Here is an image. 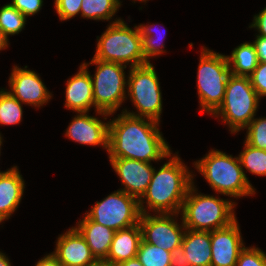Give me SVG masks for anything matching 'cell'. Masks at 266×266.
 Returning <instances> with one entry per match:
<instances>
[{
	"label": "cell",
	"mask_w": 266,
	"mask_h": 266,
	"mask_svg": "<svg viewBox=\"0 0 266 266\" xmlns=\"http://www.w3.org/2000/svg\"><path fill=\"white\" fill-rule=\"evenodd\" d=\"M159 122L123 112L109 121V158H127L151 163L169 158L172 152Z\"/></svg>",
	"instance_id": "obj_1"
},
{
	"label": "cell",
	"mask_w": 266,
	"mask_h": 266,
	"mask_svg": "<svg viewBox=\"0 0 266 266\" xmlns=\"http://www.w3.org/2000/svg\"><path fill=\"white\" fill-rule=\"evenodd\" d=\"M171 154L169 160L159 170L154 168L147 190L139 199V209L142 214L148 213L146 208L155 214H179L181 211L187 192L194 183V176L178 155Z\"/></svg>",
	"instance_id": "obj_2"
},
{
	"label": "cell",
	"mask_w": 266,
	"mask_h": 266,
	"mask_svg": "<svg viewBox=\"0 0 266 266\" xmlns=\"http://www.w3.org/2000/svg\"><path fill=\"white\" fill-rule=\"evenodd\" d=\"M193 164L218 194L233 198L255 194V188L249 182L239 157L211 149L205 157Z\"/></svg>",
	"instance_id": "obj_3"
},
{
	"label": "cell",
	"mask_w": 266,
	"mask_h": 266,
	"mask_svg": "<svg viewBox=\"0 0 266 266\" xmlns=\"http://www.w3.org/2000/svg\"><path fill=\"white\" fill-rule=\"evenodd\" d=\"M195 187L194 183L190 186L180 211V219L186 229L211 232L237 220L235 202L219 196L198 194Z\"/></svg>",
	"instance_id": "obj_4"
},
{
	"label": "cell",
	"mask_w": 266,
	"mask_h": 266,
	"mask_svg": "<svg viewBox=\"0 0 266 266\" xmlns=\"http://www.w3.org/2000/svg\"><path fill=\"white\" fill-rule=\"evenodd\" d=\"M118 18L108 25L106 31L97 37L94 59L115 62L130 68L148 64L144 58L142 37L138 26L128 27Z\"/></svg>",
	"instance_id": "obj_5"
},
{
	"label": "cell",
	"mask_w": 266,
	"mask_h": 266,
	"mask_svg": "<svg viewBox=\"0 0 266 266\" xmlns=\"http://www.w3.org/2000/svg\"><path fill=\"white\" fill-rule=\"evenodd\" d=\"M260 99L248 76L231 74L226 83L224 100L212 115L216 118L221 116L231 133L236 134L254 118Z\"/></svg>",
	"instance_id": "obj_6"
},
{
	"label": "cell",
	"mask_w": 266,
	"mask_h": 266,
	"mask_svg": "<svg viewBox=\"0 0 266 266\" xmlns=\"http://www.w3.org/2000/svg\"><path fill=\"white\" fill-rule=\"evenodd\" d=\"M91 64L97 66L94 76L91 75L95 112L104 116L106 120V117L113 115L127 99L125 90L127 81L124 72L127 66L94 58L90 63L83 62L81 65Z\"/></svg>",
	"instance_id": "obj_7"
},
{
	"label": "cell",
	"mask_w": 266,
	"mask_h": 266,
	"mask_svg": "<svg viewBox=\"0 0 266 266\" xmlns=\"http://www.w3.org/2000/svg\"><path fill=\"white\" fill-rule=\"evenodd\" d=\"M197 72V90L201 111L213 114L222 104L226 83L231 75L226 55L202 47Z\"/></svg>",
	"instance_id": "obj_8"
},
{
	"label": "cell",
	"mask_w": 266,
	"mask_h": 266,
	"mask_svg": "<svg viewBox=\"0 0 266 266\" xmlns=\"http://www.w3.org/2000/svg\"><path fill=\"white\" fill-rule=\"evenodd\" d=\"M127 78V94L138 113L129 112L127 109H124L123 112L160 123L162 93L154 66L150 62L142 66L132 67Z\"/></svg>",
	"instance_id": "obj_9"
},
{
	"label": "cell",
	"mask_w": 266,
	"mask_h": 266,
	"mask_svg": "<svg viewBox=\"0 0 266 266\" xmlns=\"http://www.w3.org/2000/svg\"><path fill=\"white\" fill-rule=\"evenodd\" d=\"M85 215L98 224L118 231L138 224L141 212L139 200L119 189L96 202Z\"/></svg>",
	"instance_id": "obj_10"
},
{
	"label": "cell",
	"mask_w": 266,
	"mask_h": 266,
	"mask_svg": "<svg viewBox=\"0 0 266 266\" xmlns=\"http://www.w3.org/2000/svg\"><path fill=\"white\" fill-rule=\"evenodd\" d=\"M150 214L140 215L142 240L172 253L175 248L182 245L186 231L183 221L181 225L175 221L174 215L178 217V214L174 213Z\"/></svg>",
	"instance_id": "obj_11"
},
{
	"label": "cell",
	"mask_w": 266,
	"mask_h": 266,
	"mask_svg": "<svg viewBox=\"0 0 266 266\" xmlns=\"http://www.w3.org/2000/svg\"><path fill=\"white\" fill-rule=\"evenodd\" d=\"M28 67H13L9 77V92L22 104L34 107H41L49 102L52 94L41 80L39 74L28 70Z\"/></svg>",
	"instance_id": "obj_12"
},
{
	"label": "cell",
	"mask_w": 266,
	"mask_h": 266,
	"mask_svg": "<svg viewBox=\"0 0 266 266\" xmlns=\"http://www.w3.org/2000/svg\"><path fill=\"white\" fill-rule=\"evenodd\" d=\"M109 161L124 186L121 190L139 200L152 179V164L127 158H109Z\"/></svg>",
	"instance_id": "obj_13"
},
{
	"label": "cell",
	"mask_w": 266,
	"mask_h": 266,
	"mask_svg": "<svg viewBox=\"0 0 266 266\" xmlns=\"http://www.w3.org/2000/svg\"><path fill=\"white\" fill-rule=\"evenodd\" d=\"M244 248L237 220L225 228L211 231V266H236Z\"/></svg>",
	"instance_id": "obj_14"
},
{
	"label": "cell",
	"mask_w": 266,
	"mask_h": 266,
	"mask_svg": "<svg viewBox=\"0 0 266 266\" xmlns=\"http://www.w3.org/2000/svg\"><path fill=\"white\" fill-rule=\"evenodd\" d=\"M52 253L63 266H94L98 262L85 238L75 227L57 238L55 251Z\"/></svg>",
	"instance_id": "obj_15"
},
{
	"label": "cell",
	"mask_w": 266,
	"mask_h": 266,
	"mask_svg": "<svg viewBox=\"0 0 266 266\" xmlns=\"http://www.w3.org/2000/svg\"><path fill=\"white\" fill-rule=\"evenodd\" d=\"M65 136L82 145H101L108 151L109 122L89 116L88 112H77L69 124Z\"/></svg>",
	"instance_id": "obj_16"
},
{
	"label": "cell",
	"mask_w": 266,
	"mask_h": 266,
	"mask_svg": "<svg viewBox=\"0 0 266 266\" xmlns=\"http://www.w3.org/2000/svg\"><path fill=\"white\" fill-rule=\"evenodd\" d=\"M65 107L74 112H89L94 107L92 80L88 65H80L77 74L67 80Z\"/></svg>",
	"instance_id": "obj_17"
},
{
	"label": "cell",
	"mask_w": 266,
	"mask_h": 266,
	"mask_svg": "<svg viewBox=\"0 0 266 266\" xmlns=\"http://www.w3.org/2000/svg\"><path fill=\"white\" fill-rule=\"evenodd\" d=\"M24 188L25 182L17 166L0 174V219L3 222L18 208Z\"/></svg>",
	"instance_id": "obj_18"
},
{
	"label": "cell",
	"mask_w": 266,
	"mask_h": 266,
	"mask_svg": "<svg viewBox=\"0 0 266 266\" xmlns=\"http://www.w3.org/2000/svg\"><path fill=\"white\" fill-rule=\"evenodd\" d=\"M142 241V233L139 223L115 232L106 263L115 265L119 262L135 258Z\"/></svg>",
	"instance_id": "obj_19"
},
{
	"label": "cell",
	"mask_w": 266,
	"mask_h": 266,
	"mask_svg": "<svg viewBox=\"0 0 266 266\" xmlns=\"http://www.w3.org/2000/svg\"><path fill=\"white\" fill-rule=\"evenodd\" d=\"M75 228L85 238L95 258L103 261L108 255L116 231L92 221L86 215L77 222Z\"/></svg>",
	"instance_id": "obj_20"
},
{
	"label": "cell",
	"mask_w": 266,
	"mask_h": 266,
	"mask_svg": "<svg viewBox=\"0 0 266 266\" xmlns=\"http://www.w3.org/2000/svg\"><path fill=\"white\" fill-rule=\"evenodd\" d=\"M181 246L191 266H211V232L186 229Z\"/></svg>",
	"instance_id": "obj_21"
},
{
	"label": "cell",
	"mask_w": 266,
	"mask_h": 266,
	"mask_svg": "<svg viewBox=\"0 0 266 266\" xmlns=\"http://www.w3.org/2000/svg\"><path fill=\"white\" fill-rule=\"evenodd\" d=\"M230 72L236 76H250L258 65L256 49L253 43L245 42L226 55Z\"/></svg>",
	"instance_id": "obj_22"
},
{
	"label": "cell",
	"mask_w": 266,
	"mask_h": 266,
	"mask_svg": "<svg viewBox=\"0 0 266 266\" xmlns=\"http://www.w3.org/2000/svg\"><path fill=\"white\" fill-rule=\"evenodd\" d=\"M119 7L114 0H82L80 15L86 19L109 21Z\"/></svg>",
	"instance_id": "obj_23"
},
{
	"label": "cell",
	"mask_w": 266,
	"mask_h": 266,
	"mask_svg": "<svg viewBox=\"0 0 266 266\" xmlns=\"http://www.w3.org/2000/svg\"><path fill=\"white\" fill-rule=\"evenodd\" d=\"M22 103L9 91L0 90V125L19 124L23 117Z\"/></svg>",
	"instance_id": "obj_24"
},
{
	"label": "cell",
	"mask_w": 266,
	"mask_h": 266,
	"mask_svg": "<svg viewBox=\"0 0 266 266\" xmlns=\"http://www.w3.org/2000/svg\"><path fill=\"white\" fill-rule=\"evenodd\" d=\"M171 255V252L142 240L136 257L143 266H171Z\"/></svg>",
	"instance_id": "obj_25"
},
{
	"label": "cell",
	"mask_w": 266,
	"mask_h": 266,
	"mask_svg": "<svg viewBox=\"0 0 266 266\" xmlns=\"http://www.w3.org/2000/svg\"><path fill=\"white\" fill-rule=\"evenodd\" d=\"M242 168L252 174L266 176V151L244 142V150L238 155Z\"/></svg>",
	"instance_id": "obj_26"
},
{
	"label": "cell",
	"mask_w": 266,
	"mask_h": 266,
	"mask_svg": "<svg viewBox=\"0 0 266 266\" xmlns=\"http://www.w3.org/2000/svg\"><path fill=\"white\" fill-rule=\"evenodd\" d=\"M26 17L15 7L6 4L0 8V29L8 37L19 34L24 29Z\"/></svg>",
	"instance_id": "obj_27"
},
{
	"label": "cell",
	"mask_w": 266,
	"mask_h": 266,
	"mask_svg": "<svg viewBox=\"0 0 266 266\" xmlns=\"http://www.w3.org/2000/svg\"><path fill=\"white\" fill-rule=\"evenodd\" d=\"M138 28L140 30L141 37H142L144 58L148 63H150L149 60L151 57L158 56L166 52L164 50L165 45L162 42H160V40L163 38L165 34H163L161 39L157 37L156 35L157 33L155 32L156 31L155 27L153 28V24L152 25L140 24L138 25ZM153 31L156 34L153 33ZM154 34L156 35L157 38H154L155 36Z\"/></svg>",
	"instance_id": "obj_28"
},
{
	"label": "cell",
	"mask_w": 266,
	"mask_h": 266,
	"mask_svg": "<svg viewBox=\"0 0 266 266\" xmlns=\"http://www.w3.org/2000/svg\"><path fill=\"white\" fill-rule=\"evenodd\" d=\"M246 129L245 142L254 148L266 151V117L253 118Z\"/></svg>",
	"instance_id": "obj_29"
},
{
	"label": "cell",
	"mask_w": 266,
	"mask_h": 266,
	"mask_svg": "<svg viewBox=\"0 0 266 266\" xmlns=\"http://www.w3.org/2000/svg\"><path fill=\"white\" fill-rule=\"evenodd\" d=\"M236 266H266V253L255 246L245 247L239 254Z\"/></svg>",
	"instance_id": "obj_30"
},
{
	"label": "cell",
	"mask_w": 266,
	"mask_h": 266,
	"mask_svg": "<svg viewBox=\"0 0 266 266\" xmlns=\"http://www.w3.org/2000/svg\"><path fill=\"white\" fill-rule=\"evenodd\" d=\"M82 0H55L54 5L61 21L69 20L80 13Z\"/></svg>",
	"instance_id": "obj_31"
},
{
	"label": "cell",
	"mask_w": 266,
	"mask_h": 266,
	"mask_svg": "<svg viewBox=\"0 0 266 266\" xmlns=\"http://www.w3.org/2000/svg\"><path fill=\"white\" fill-rule=\"evenodd\" d=\"M251 84L257 95L261 97L266 96V62H258L257 67L249 76Z\"/></svg>",
	"instance_id": "obj_32"
},
{
	"label": "cell",
	"mask_w": 266,
	"mask_h": 266,
	"mask_svg": "<svg viewBox=\"0 0 266 266\" xmlns=\"http://www.w3.org/2000/svg\"><path fill=\"white\" fill-rule=\"evenodd\" d=\"M9 4L27 18L28 16L35 15L41 10L43 0H12Z\"/></svg>",
	"instance_id": "obj_33"
},
{
	"label": "cell",
	"mask_w": 266,
	"mask_h": 266,
	"mask_svg": "<svg viewBox=\"0 0 266 266\" xmlns=\"http://www.w3.org/2000/svg\"><path fill=\"white\" fill-rule=\"evenodd\" d=\"M253 22L249 28H255L259 32L257 36L266 38V7L257 15H254Z\"/></svg>",
	"instance_id": "obj_34"
},
{
	"label": "cell",
	"mask_w": 266,
	"mask_h": 266,
	"mask_svg": "<svg viewBox=\"0 0 266 266\" xmlns=\"http://www.w3.org/2000/svg\"><path fill=\"white\" fill-rule=\"evenodd\" d=\"M171 266H191L190 262H188L185 258V253L182 246L175 248L172 252Z\"/></svg>",
	"instance_id": "obj_35"
},
{
	"label": "cell",
	"mask_w": 266,
	"mask_h": 266,
	"mask_svg": "<svg viewBox=\"0 0 266 266\" xmlns=\"http://www.w3.org/2000/svg\"><path fill=\"white\" fill-rule=\"evenodd\" d=\"M256 49L258 62H266V38L256 35V40L253 41Z\"/></svg>",
	"instance_id": "obj_36"
},
{
	"label": "cell",
	"mask_w": 266,
	"mask_h": 266,
	"mask_svg": "<svg viewBox=\"0 0 266 266\" xmlns=\"http://www.w3.org/2000/svg\"><path fill=\"white\" fill-rule=\"evenodd\" d=\"M35 266H63L58 258L53 254L45 255L42 259H40Z\"/></svg>",
	"instance_id": "obj_37"
},
{
	"label": "cell",
	"mask_w": 266,
	"mask_h": 266,
	"mask_svg": "<svg viewBox=\"0 0 266 266\" xmlns=\"http://www.w3.org/2000/svg\"><path fill=\"white\" fill-rule=\"evenodd\" d=\"M114 266H143L141 264V262L137 259V257L129 259V260H125L122 262H119L117 264H115Z\"/></svg>",
	"instance_id": "obj_38"
},
{
	"label": "cell",
	"mask_w": 266,
	"mask_h": 266,
	"mask_svg": "<svg viewBox=\"0 0 266 266\" xmlns=\"http://www.w3.org/2000/svg\"><path fill=\"white\" fill-rule=\"evenodd\" d=\"M9 38L4 34V32L0 29V51L6 49L8 47Z\"/></svg>",
	"instance_id": "obj_39"
},
{
	"label": "cell",
	"mask_w": 266,
	"mask_h": 266,
	"mask_svg": "<svg viewBox=\"0 0 266 266\" xmlns=\"http://www.w3.org/2000/svg\"><path fill=\"white\" fill-rule=\"evenodd\" d=\"M0 266H11L8 257L0 251Z\"/></svg>",
	"instance_id": "obj_40"
},
{
	"label": "cell",
	"mask_w": 266,
	"mask_h": 266,
	"mask_svg": "<svg viewBox=\"0 0 266 266\" xmlns=\"http://www.w3.org/2000/svg\"><path fill=\"white\" fill-rule=\"evenodd\" d=\"M94 266H114V265L106 263L104 261H98Z\"/></svg>",
	"instance_id": "obj_41"
},
{
	"label": "cell",
	"mask_w": 266,
	"mask_h": 266,
	"mask_svg": "<svg viewBox=\"0 0 266 266\" xmlns=\"http://www.w3.org/2000/svg\"><path fill=\"white\" fill-rule=\"evenodd\" d=\"M114 1L117 3V5L121 6V1L120 0H114ZM135 1H140V2H145L146 3V1H148V0H133L134 3H135Z\"/></svg>",
	"instance_id": "obj_42"
},
{
	"label": "cell",
	"mask_w": 266,
	"mask_h": 266,
	"mask_svg": "<svg viewBox=\"0 0 266 266\" xmlns=\"http://www.w3.org/2000/svg\"><path fill=\"white\" fill-rule=\"evenodd\" d=\"M3 140V138H2V136H1V133H0V154H1V146H2V141ZM1 173H3L2 171H0V174Z\"/></svg>",
	"instance_id": "obj_43"
}]
</instances>
